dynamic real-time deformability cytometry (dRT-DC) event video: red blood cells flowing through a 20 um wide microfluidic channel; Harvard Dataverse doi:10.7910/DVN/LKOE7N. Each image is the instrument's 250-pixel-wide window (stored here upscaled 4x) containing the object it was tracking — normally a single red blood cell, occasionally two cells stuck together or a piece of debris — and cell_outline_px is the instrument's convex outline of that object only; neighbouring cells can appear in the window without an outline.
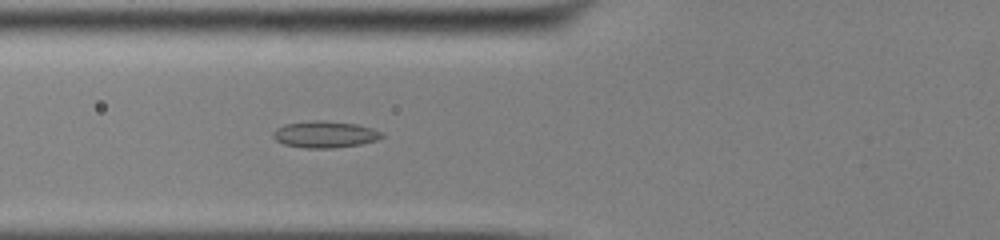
{"species": "common noctule bat (a hibernating species)", "species_latin": "Nyctalus noctula", "temperature_condition": "cold", "stored_images_in_passage": 44, "camera_frame_rate_fps": 3000, "um_per_image_px": 0.085, "animal": {"sex": "male", "body_mass_g": 13.0, "forearm_length_mm": 53.1}, "frame": {"image": 1, "passage_image": 12, "time_ms": 3.667, "image_size_px": [1000, 240], "cell_outline_px": [[384, 136], [376, 140], [360, 144], [332, 148], [308, 148], [284, 144], [276, 140], [272, 136], [272, 132], [276, 128], [284, 124], [316, 120], [324, 120], [356, 124], [372, 128], [380, 132]], "centroid_in_image_um": [27.58, 11.42], "position_along_channel_um": 98.2, "area_um2": 16.76}}
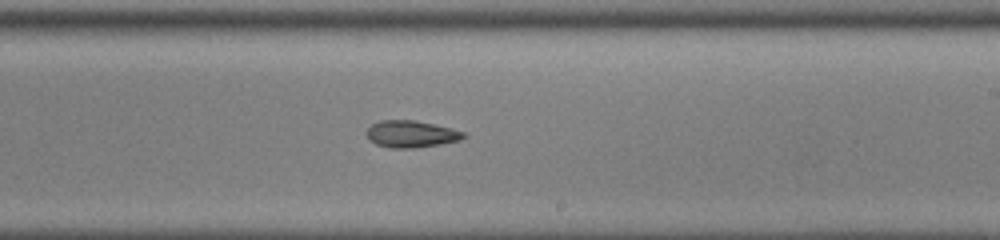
{"frame": {"image": 2, "passage_image": 24, "time_ms": 7.667, "image_size_px": [1000, 240], "cell_outline_px": [[468, 136], [460, 140], [440, 144], [416, 148], [388, 148], [376, 144], [368, 140], [368, 128], [372, 124], [380, 120], [416, 120], [452, 128], [464, 132]], "centroid_in_image_um": [34.97, 11.39], "position_along_channel_um": 254.0, "area_um2": 15.32}}
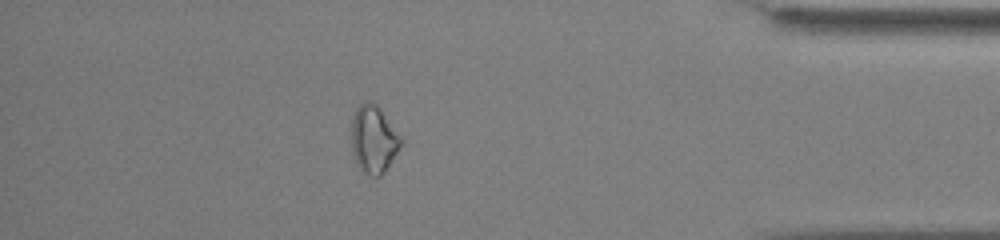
{"frame": {"image": 3, "passage_image": 38, "time_ms": 12.333, "image_size_px": [1000, 240], "cell_outline_px": [[404, 140], [400, 148], [384, 172], [380, 176], [372, 176], [364, 172], [356, 164], [352, 152], [352, 120], [356, 108], [364, 100], [372, 100], [380, 108]], "centroid_in_image_um": [31.76, 11.82], "position_along_channel_um": 403.4, "area_um2": 19.59}, "authors_computed_cell_mechanics": {"area_um2": 16.4152, "velocity_mm_per_s": 3.8965, "shape_relaxation_time_tau1_ms": 4.2326, "shape_relaxation_time_tau2_ms": null, "deformation_change_tau1": 0.0861, "deformation_change_tau2": null}}